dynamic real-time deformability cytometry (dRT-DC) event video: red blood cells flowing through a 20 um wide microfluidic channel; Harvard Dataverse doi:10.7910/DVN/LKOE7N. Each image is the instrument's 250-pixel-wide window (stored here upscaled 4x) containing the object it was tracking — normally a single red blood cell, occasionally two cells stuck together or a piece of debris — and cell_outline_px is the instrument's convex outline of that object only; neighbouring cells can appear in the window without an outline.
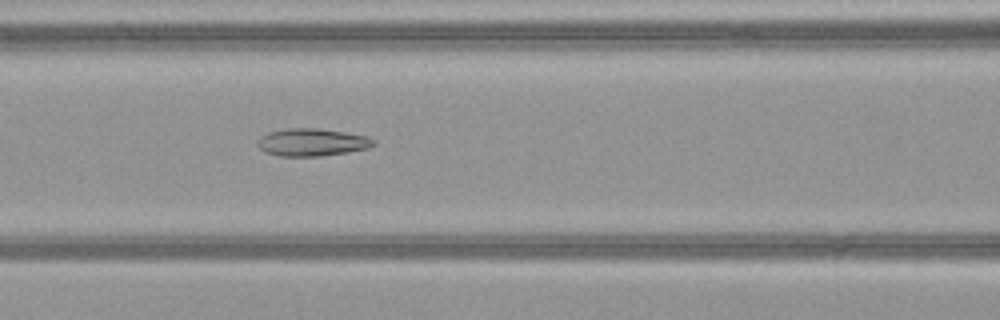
{"species": "common noctule bat (a hibernating species)", "species_latin": "Nyctalus noctula", "temperature_condition": "warm", "stored_images_in_passage": 49, "camera_frame_rate_fps": 3000, "um_per_image_px": 0.085, "animal": {"sex": "female", "body_mass_g": 21.9}, "frame": {"image": 1, "passage_image": 21, "time_ms": 6.667, "image_size_px": [1000, 320], "cell_outline_px": [[376, 144], [368, 148], [348, 152], [320, 156], [280, 156], [264, 152], [256, 144], [256, 140], [260, 136], [268, 132], [284, 128], [320, 128], [368, 136], [376, 140]], "centroid_in_image_um": [26.5, 12.08], "position_along_channel_um": 140.1, "area_um2": 18.9}}
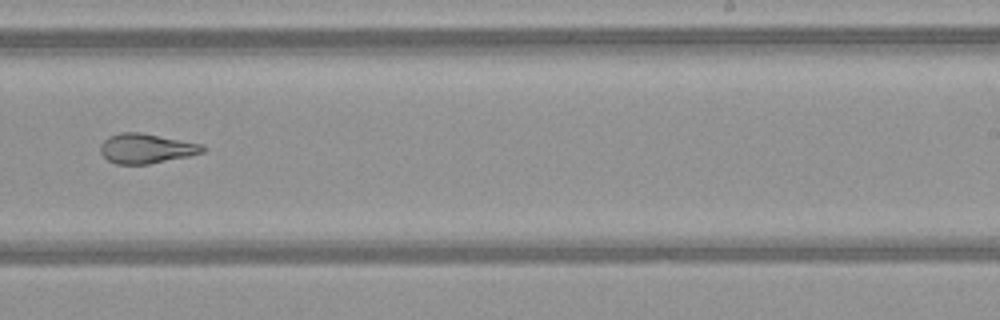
{"frame": {"image": 2, "passage_image": 31, "time_ms": 10.0, "image_size_px": [1000, 320], "cell_outline_px": [[204, 152], [188, 156], [148, 164], [116, 164], [108, 160], [100, 152], [100, 144], [108, 136], [120, 132], [140, 132], [204, 144]], "centroid_in_image_um": [12.41, 12.61], "position_along_channel_um": 276.6, "area_um2": 17.74}}
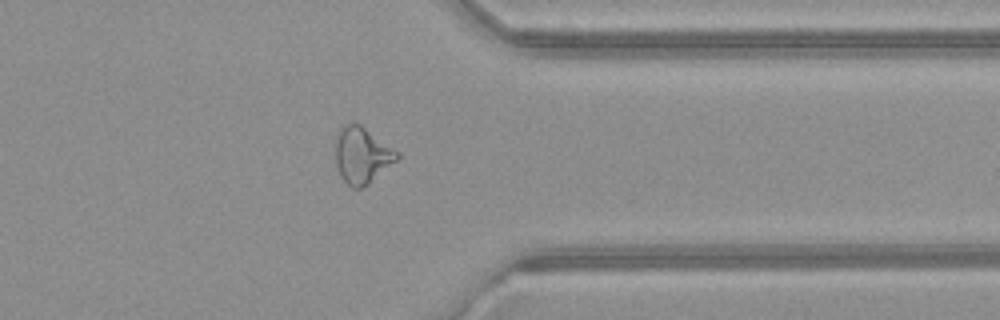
{"frame": {"image": 3, "passage_image": 39, "time_ms": 12.667, "image_size_px": [1000, 320], "cell_outline_px": [[400, 156], [396, 160], [368, 184], [360, 188], [352, 188], [340, 176], [336, 164], [336, 136], [340, 128], [348, 120], [352, 120], [360, 124], [400, 152]], "centroid_in_image_um": [30.75, 13.15], "position_along_channel_um": 380.6, "area_um2": 20.29}, "authors_computed_cell_mechanics": {"area_um2": 21.3282, "velocity_mm_per_s": 4.095, "shape_relaxation_time_tau1_ms": 7.8971, "shape_relaxation_time_tau2_ms": 2.0024, "deformation_change_tau1": 0.2134, "deformation_change_tau2": 0.1086}}